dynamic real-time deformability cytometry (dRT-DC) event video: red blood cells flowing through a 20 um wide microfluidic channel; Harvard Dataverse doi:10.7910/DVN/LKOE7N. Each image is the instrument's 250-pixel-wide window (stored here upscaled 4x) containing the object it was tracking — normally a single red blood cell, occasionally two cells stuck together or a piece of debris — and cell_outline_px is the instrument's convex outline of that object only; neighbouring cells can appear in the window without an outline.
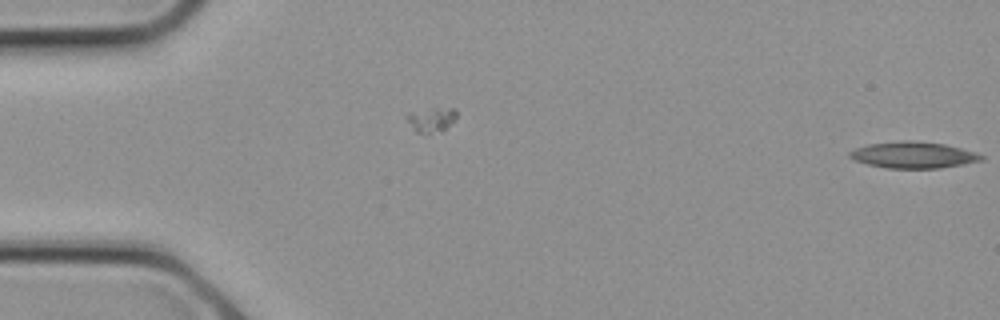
{"species": "common noctule bat (a hibernating species)", "species_latin": "Nyctalus noctula", "temperature_condition": "cold", "stored_images_in_passage": 8, "camera_frame_rate_fps": 3000, "um_per_image_px": 0.085, "animal": {"sex": "female", "body_mass_g": 21.9}, "frame": {"image": 1, "passage_image": 8, "time_ms": 2.333, "image_size_px": [1000, 320], "cell_outline_px": [[984, 160], [964, 164], [940, 168], [888, 168], [868, 164], [856, 160], [848, 156], [848, 152], [856, 148], [868, 144], [900, 140], [912, 140], [944, 144], [976, 152], [984, 156]], "centroid_in_image_um": [77.65, 13.16], "position_along_channel_um": 7.4, "area_um2": 20.23}}